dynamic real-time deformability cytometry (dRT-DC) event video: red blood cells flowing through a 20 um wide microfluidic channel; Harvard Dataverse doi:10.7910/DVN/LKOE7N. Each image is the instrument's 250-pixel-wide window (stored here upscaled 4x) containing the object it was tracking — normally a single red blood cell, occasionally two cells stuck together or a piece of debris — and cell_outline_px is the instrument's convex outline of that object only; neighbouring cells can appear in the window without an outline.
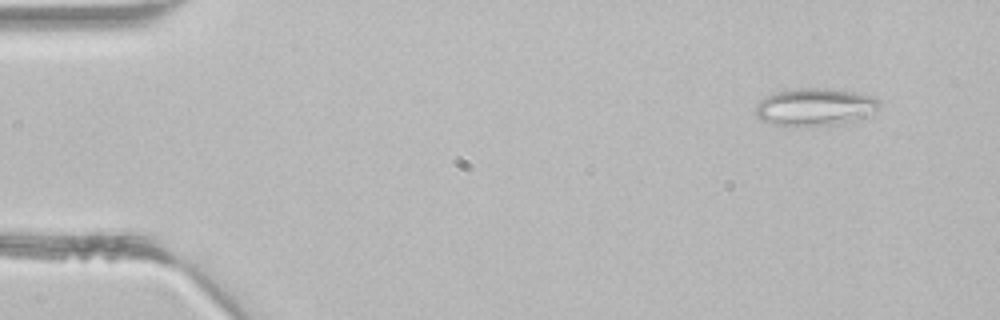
{"species": "common noctule bat (a hibernating species)", "species_latin": "Nyctalus noctula", "temperature_condition": "room temperature", "stored_images_in_passage": 3, "camera_frame_rate_fps": 3000, "um_per_image_px": 0.085, "animal": {"sex": "male", "body_mass_g": 21.5, "forearm_length_mm": 52.0}, "frame": {"image": 1, "passage_image": 1, "time_ms": 0.0, "image_size_px": [1000, 320], "cell_outline_px": [[880, 104], [876, 108], [856, 120], [836, 124], [772, 124], [756, 116], [756, 104], [764, 96], [780, 92], [804, 88], [824, 88], [852, 92], [876, 96], [880, 100]], "centroid_in_image_um": [69.27, 9.06], "position_along_channel_um": 15.7, "area_um2": 26.07}}
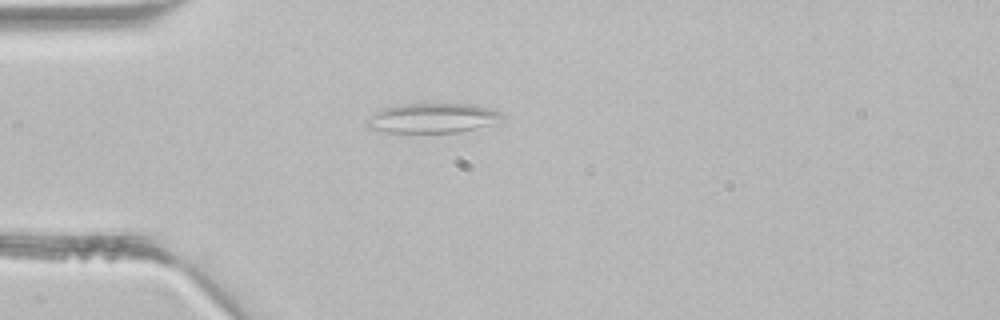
{"frame": {"image": 2, "passage_image": 3, "time_ms": 0.667, "image_size_px": [1000, 320], "cell_outline_px": [[500, 116], [488, 124], [456, 132], [384, 132], [368, 128], [364, 124], [364, 120], [368, 116], [380, 108], [400, 104], [472, 104], [488, 108], [500, 112]], "centroid_in_image_um": [36.55, 10.02], "position_along_channel_um": 48.4, "area_um2": 23.0}}